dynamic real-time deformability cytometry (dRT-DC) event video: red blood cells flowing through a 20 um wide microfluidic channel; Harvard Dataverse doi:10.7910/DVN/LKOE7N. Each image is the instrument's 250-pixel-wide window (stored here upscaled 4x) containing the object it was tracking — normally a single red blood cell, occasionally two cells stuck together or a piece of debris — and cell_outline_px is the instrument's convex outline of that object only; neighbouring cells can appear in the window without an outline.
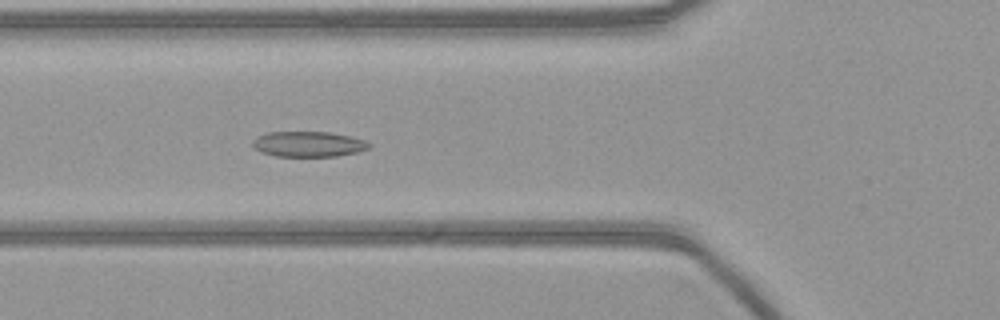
{"species": "common noctule bat (a hibernating species)", "species_latin": "Nyctalus noctula", "temperature_condition": "warm", "stored_images_in_passage": 55, "camera_frame_rate_fps": 3000, "um_per_image_px": 0.085, "animal": {"sex": "female", "body_mass_g": 21.9}, "frame": {"image": 1, "passage_image": 20, "time_ms": 6.333, "image_size_px": [1000, 320], "cell_outline_px": [[372, 144], [368, 148], [356, 152], [336, 156], [276, 156], [260, 152], [252, 148], [252, 140], [256, 136], [268, 132], [328, 132], [348, 136], [364, 140]], "centroid_in_image_um": [26.14, 12.25], "position_along_channel_um": 99.7, "area_um2": 17.22}}
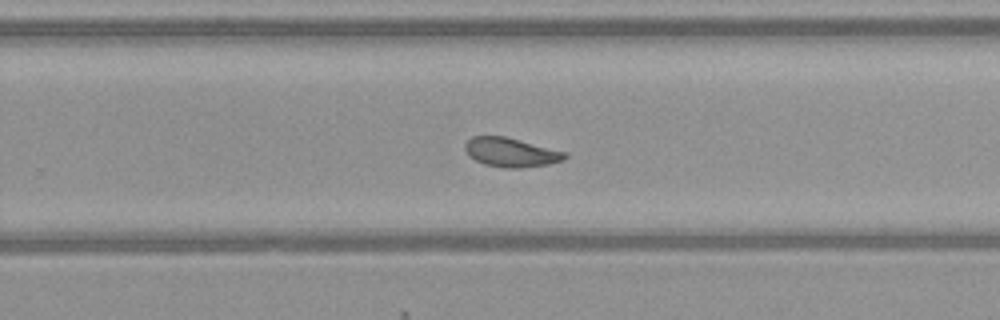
{"frame": {"image": 2, "passage_image": 35, "time_ms": 11.333, "image_size_px": [1000, 320], "cell_outline_px": [[568, 156], [564, 160], [548, 164], [520, 168], [504, 168], [484, 164], [468, 156], [464, 148], [464, 144], [472, 136], [504, 136], [568, 152]], "centroid_in_image_um": [43.43, 12.95], "position_along_channel_um": 286.4, "area_um2": 17.05}}
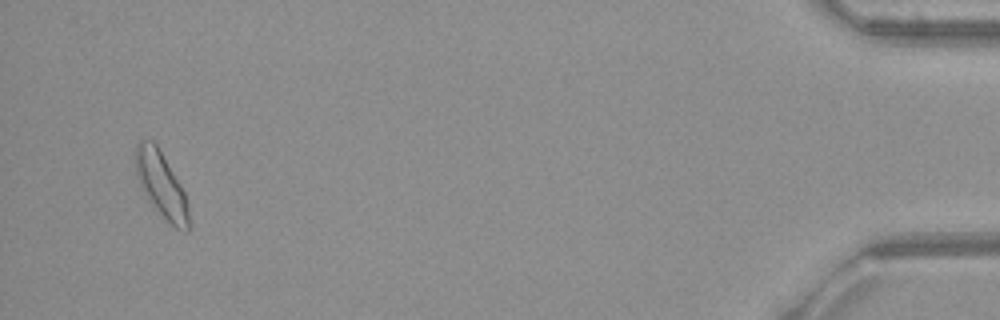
{"frame": {"image": 3, "passage_image": 53, "time_ms": 17.333, "image_size_px": [1000, 320], "cell_outline_px": [[188, 232], [184, 232], [176, 228], [148, 200], [136, 176], [132, 156], [136, 144], [140, 140], [152, 140], [156, 144], [180, 184], [188, 200]], "centroid_in_image_um": [13.66, 15.64], "position_along_channel_um": 421.5, "area_um2": 20.17}}